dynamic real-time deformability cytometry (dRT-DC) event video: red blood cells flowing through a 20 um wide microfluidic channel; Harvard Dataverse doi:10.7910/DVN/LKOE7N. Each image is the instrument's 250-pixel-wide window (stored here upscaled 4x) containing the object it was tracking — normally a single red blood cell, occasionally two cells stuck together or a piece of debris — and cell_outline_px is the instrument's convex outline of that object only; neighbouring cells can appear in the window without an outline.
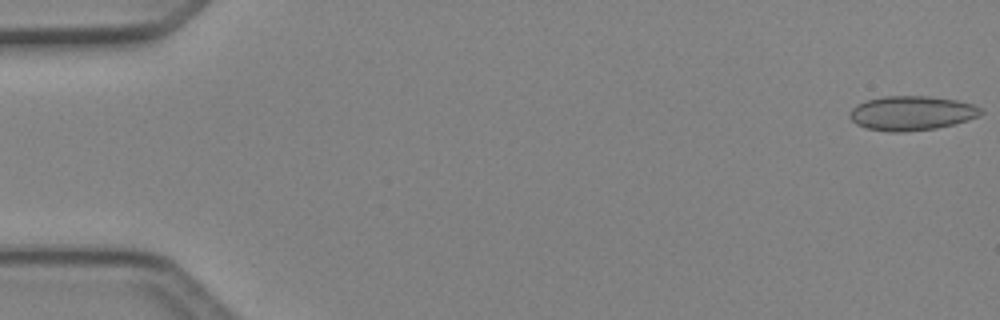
{"species": "Egyptian fruit bat (a non-hibernating species)", "species_latin": "Rousettus aegyptiacus", "temperature_condition": "cold", "stored_images_in_passage": 5, "camera_frame_rate_fps": 3000, "um_per_image_px": 0.085, "animal": {"sex": "female"}, "frame": {"image": 1, "passage_image": 1, "time_ms": 0.0, "image_size_px": [1000, 320], "cell_outline_px": [[984, 112], [980, 116], [956, 124], [936, 128], [904, 132], [888, 132], [868, 128], [856, 124], [848, 116], [848, 112], [856, 104], [868, 100], [884, 96], [928, 96], [956, 100], [972, 104], [984, 108]], "centroid_in_image_um": [77.51, 9.62], "position_along_channel_um": 7.5, "area_um2": 26.53}}